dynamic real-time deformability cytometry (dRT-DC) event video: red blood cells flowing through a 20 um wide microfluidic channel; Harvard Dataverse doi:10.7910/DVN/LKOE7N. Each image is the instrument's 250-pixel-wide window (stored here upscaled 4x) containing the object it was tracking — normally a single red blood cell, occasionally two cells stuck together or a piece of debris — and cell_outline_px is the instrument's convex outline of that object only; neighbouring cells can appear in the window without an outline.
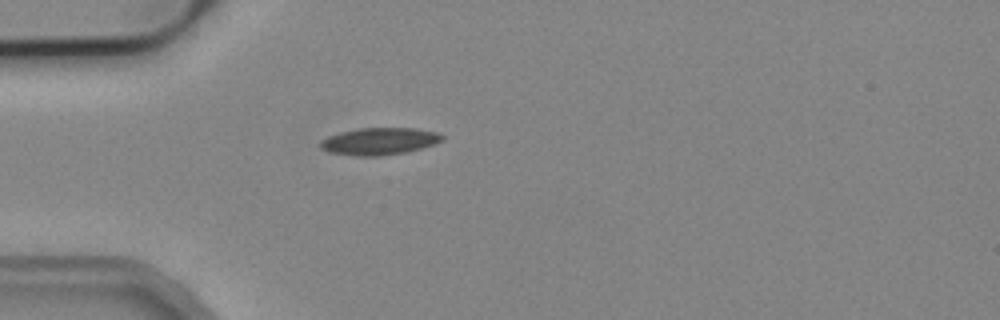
{"species": "common noctule bat (a hibernating species)", "species_latin": "Nyctalus noctula", "temperature_condition": "cold", "stored_images_in_passage": 1, "camera_frame_rate_fps": 3000, "um_per_image_px": 0.085, "animal": {"sex": "male", "body_mass_g": 19.2, "forearm_length_mm": 51.8}, "frame": {"image": 1, "passage_image": 1, "time_ms": 0.0, "image_size_px": [1000, 320], "cell_outline_px": [[444, 140], [408, 152], [380, 156], [356, 156], [328, 152], [320, 148], [320, 140], [328, 136], [340, 132], [360, 128], [416, 128], [436, 132], [444, 136]], "centroid_in_image_um": [32.22, 12.01], "position_along_channel_um": 52.8, "area_um2": 19.31}}